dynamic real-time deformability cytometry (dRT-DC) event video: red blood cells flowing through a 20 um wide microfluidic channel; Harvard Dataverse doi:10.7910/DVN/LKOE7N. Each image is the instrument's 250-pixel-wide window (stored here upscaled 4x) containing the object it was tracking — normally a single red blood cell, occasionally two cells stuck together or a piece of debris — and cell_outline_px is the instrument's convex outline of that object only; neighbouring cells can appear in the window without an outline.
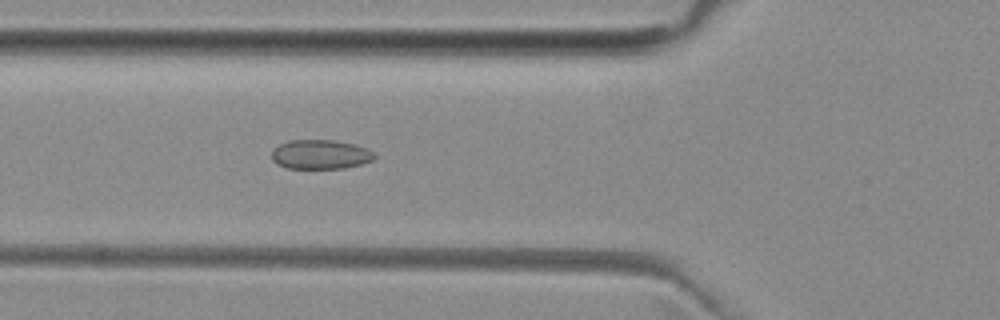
{"species": "common noctule bat (a hibernating species)", "species_latin": "Nyctalus noctula", "temperature_condition": "room temperature", "stored_images_in_passage": 51, "camera_frame_rate_fps": 3000, "um_per_image_px": 0.085, "animal": {"sex": "female", "body_mass_g": 29.2, "forearm_length_mm": 56.3}, "frame": {"image": 1, "passage_image": 18, "time_ms": 5.667, "image_size_px": [1000, 320], "cell_outline_px": [[376, 156], [372, 160], [360, 164], [344, 168], [288, 168], [276, 164], [272, 160], [272, 148], [288, 140], [332, 140], [356, 144], [368, 148]], "centroid_in_image_um": [27.21, 13.12], "position_along_channel_um": 98.6, "area_um2": 17.63}}
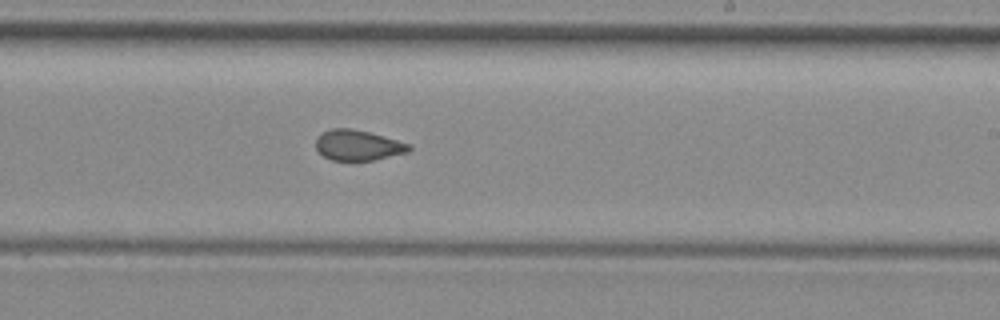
{"frame": {"image": 2, "passage_image": 30, "time_ms": 9.667, "image_size_px": [1000, 320], "cell_outline_px": [[412, 148], [408, 152], [372, 160], [332, 160], [324, 156], [316, 148], [316, 136], [320, 132], [332, 128], [352, 128], [372, 132], [412, 144]], "centroid_in_image_um": [30.44, 12.32], "position_along_channel_um": 258.6, "area_um2": 16.76}}
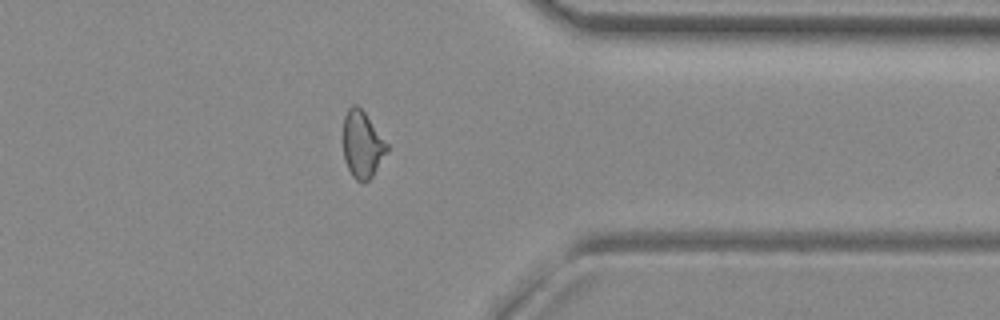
{"frame": {"image": 3, "passage_image": 40, "time_ms": 13.0, "image_size_px": [1000, 320], "cell_outline_px": [[388, 152], [372, 176], [364, 184], [356, 180], [352, 176], [344, 160], [344, 116], [348, 108], [352, 104], [356, 104], [364, 112], [388, 144]], "centroid_in_image_um": [30.8, 12.31], "position_along_channel_um": 380.6, "area_um2": 16.99}, "authors_computed_cell_mechanics": {"area_um2": 17.629, "velocity_mm_per_s": 3.9962, "shape_relaxation_time_tau1_ms": null, "shape_relaxation_time_tau2_ms": 1.7538, "deformation_change_tau1": null, "deformation_change_tau2": 0.0787}}